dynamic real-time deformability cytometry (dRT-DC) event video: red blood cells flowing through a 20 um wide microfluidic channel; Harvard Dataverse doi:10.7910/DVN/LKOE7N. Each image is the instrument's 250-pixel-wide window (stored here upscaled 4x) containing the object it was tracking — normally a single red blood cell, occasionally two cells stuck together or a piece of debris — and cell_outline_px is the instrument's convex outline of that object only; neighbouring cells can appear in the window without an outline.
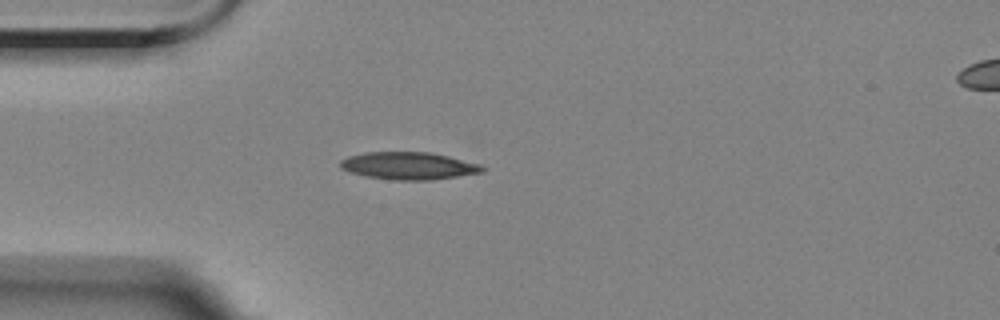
{"species": "Egyptian fruit bat (a non-hibernating species)", "species_latin": "Rousettus aegyptiacus", "temperature_condition": "room temperature", "stored_images_in_passage": 6, "camera_frame_rate_fps": 3000, "um_per_image_px": 0.085, "animal": {"sex": "female"}, "frame": {"image": 1, "passage_image": 4, "time_ms": 3.667, "image_size_px": [1000, 320], "cell_outline_px": [[488, 168], [484, 172], [432, 180], [396, 180], [368, 176], [348, 172], [340, 168], [340, 160], [348, 156], [364, 152], [432, 152], [480, 164]], "centroid_in_image_um": [34.75, 14.09], "position_along_channel_um": 50.2, "area_um2": 22.83}}
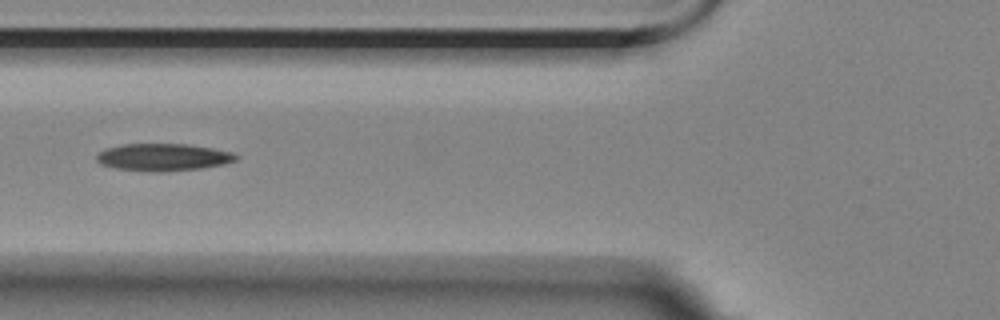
{"frame": {"image": 2, "passage_image": 6, "time_ms": 5.667, "image_size_px": [1000, 320], "cell_outline_px": [[240, 156], [236, 160], [224, 164], [204, 168], [160, 172], [152, 172], [116, 168], [100, 164], [96, 160], [96, 156], [100, 152], [108, 148], [124, 144], [188, 144], [212, 148], [232, 152]], "centroid_in_image_um": [13.9, 13.37], "position_along_channel_um": 111.9, "area_um2": 22.2}}